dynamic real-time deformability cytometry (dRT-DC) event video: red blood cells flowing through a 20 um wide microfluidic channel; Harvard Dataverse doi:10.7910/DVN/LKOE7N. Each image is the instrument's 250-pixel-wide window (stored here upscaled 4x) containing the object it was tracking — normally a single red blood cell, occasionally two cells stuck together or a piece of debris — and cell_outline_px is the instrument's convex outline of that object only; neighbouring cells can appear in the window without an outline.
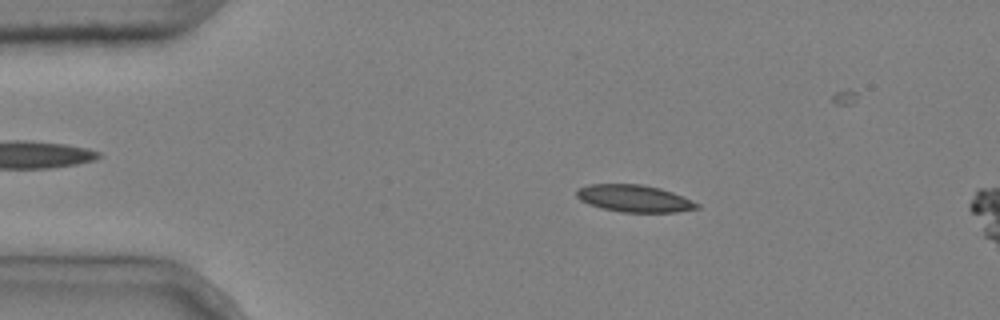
{"species": "common noctule bat (a hibernating species)", "species_latin": "Nyctalus noctula", "temperature_condition": "cold", "stored_images_in_passage": 3, "camera_frame_rate_fps": 3000, "um_per_image_px": 0.085, "animal": {"sex": "male", "body_mass_g": 20.4}, "frame": {"image": 1, "passage_image": 2, "time_ms": 0.333, "image_size_px": [1000, 320], "cell_outline_px": [[700, 208], [676, 212], [620, 212], [588, 204], [580, 200], [576, 196], [576, 192], [580, 188], [588, 184], [640, 184], [660, 188], [672, 192], [700, 204]], "centroid_in_image_um": [53.91, 16.87], "position_along_channel_um": 31.1, "area_um2": 18.9}}